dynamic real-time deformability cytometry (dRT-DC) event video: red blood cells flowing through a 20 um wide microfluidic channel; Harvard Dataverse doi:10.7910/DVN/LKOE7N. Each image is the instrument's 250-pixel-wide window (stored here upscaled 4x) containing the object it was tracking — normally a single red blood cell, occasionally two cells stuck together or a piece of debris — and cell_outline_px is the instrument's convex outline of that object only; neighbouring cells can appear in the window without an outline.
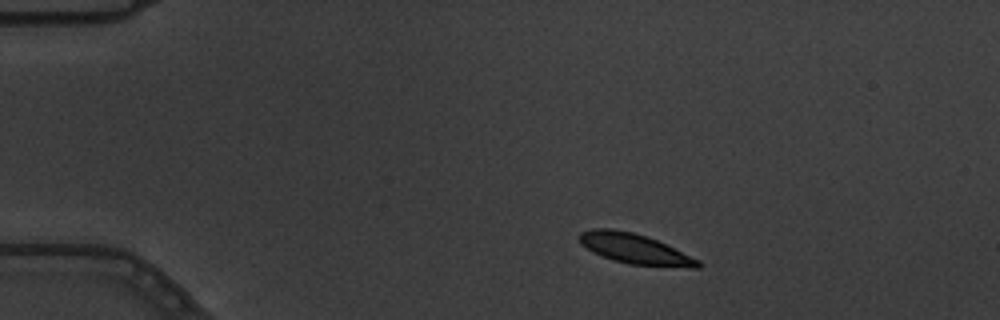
{"species": "common noctule bat (a hibernating species)", "species_latin": "Nyctalus noctula", "temperature_condition": "warm", "stored_images_in_passage": 3, "camera_frame_rate_fps": 3000, "um_per_image_px": 0.085, "animal": {"sex": "male", "body_mass_g": 19.5, "forearm_length_mm": 54.6}, "frame": {"image": 1, "passage_image": 1, "time_ms": 0.0, "image_size_px": [1000, 320], "cell_outline_px": [[704, 264], [700, 268], [692, 268], [628, 264], [612, 260], [580, 244], [576, 236], [580, 232], [592, 228], [612, 228], [632, 232], [656, 240], [700, 260]], "centroid_in_image_um": [53.96, 21.15], "position_along_channel_um": 31.0, "area_um2": 20.81}}
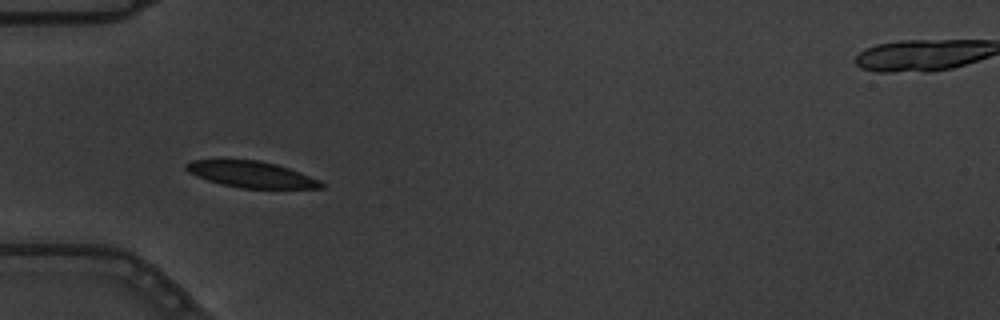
{"frame": {"image": 2, "passage_image": 3, "time_ms": 0.667, "image_size_px": [1000, 320], "cell_outline_px": [[324, 188], [240, 188], [220, 184], [196, 176], [188, 172], [184, 168], [184, 164], [192, 160], [260, 160], [276, 164], [300, 172], [320, 180], [324, 184]], "centroid_in_image_um": [21.34, 14.82], "position_along_channel_um": 63.7, "area_um2": 20.63}}